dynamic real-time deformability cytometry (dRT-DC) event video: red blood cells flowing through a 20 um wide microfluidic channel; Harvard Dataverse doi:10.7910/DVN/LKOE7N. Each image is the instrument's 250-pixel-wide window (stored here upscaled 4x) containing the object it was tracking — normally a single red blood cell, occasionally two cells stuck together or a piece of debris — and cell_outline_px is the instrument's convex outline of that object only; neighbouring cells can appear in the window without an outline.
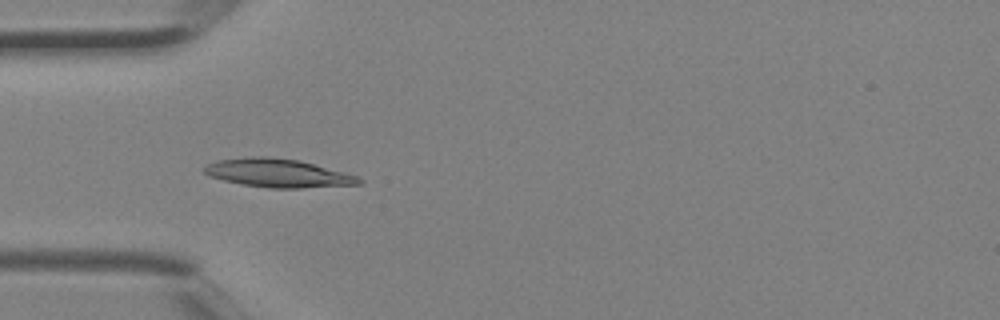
{"species": "Egyptian fruit bat (a non-hibernating species)", "species_latin": "Rousettus aegyptiacus", "temperature_condition": "room temperature", "stored_images_in_passage": 5, "camera_frame_rate_fps": 3000, "um_per_image_px": 0.085, "animal": {"sex": "female"}, "frame": {"image": 1, "passage_image": 4, "time_ms": 1.0, "image_size_px": [1000, 320], "cell_outline_px": [[364, 184], [300, 188], [268, 188], [244, 184], [224, 180], [208, 176], [204, 172], [204, 168], [208, 164], [216, 160], [252, 156], [268, 156], [300, 160], [360, 176], [364, 180]], "centroid_in_image_um": [23.69, 14.71], "position_along_channel_um": 61.3, "area_um2": 25.84}}
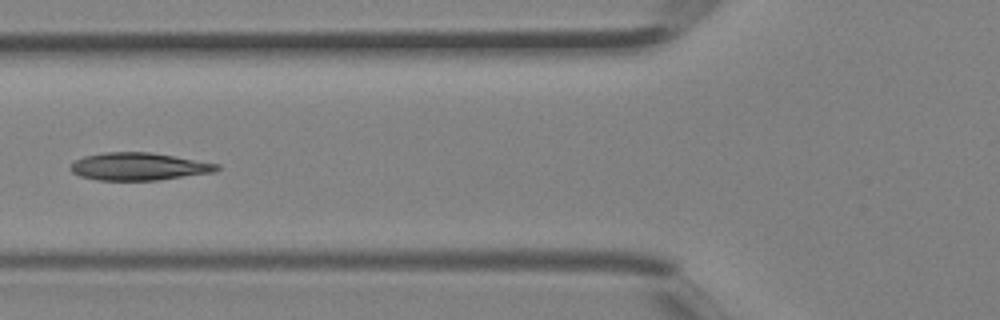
{"frame": {"image": 2, "passage_image": 5, "time_ms": 1.333, "image_size_px": [1000, 320], "cell_outline_px": [[220, 168], [216, 172], [156, 180], [96, 180], [80, 176], [72, 172], [68, 168], [76, 160], [84, 156], [104, 152], [148, 152], [220, 164]], "centroid_in_image_um": [11.78, 14.16], "position_along_channel_um": 114.0, "area_um2": 23.41}}